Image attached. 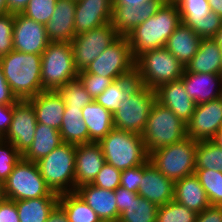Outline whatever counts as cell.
I'll list each match as a JSON object with an SVG mask.
<instances>
[{
    "label": "cell",
    "mask_w": 222,
    "mask_h": 222,
    "mask_svg": "<svg viewBox=\"0 0 222 222\" xmlns=\"http://www.w3.org/2000/svg\"><path fill=\"white\" fill-rule=\"evenodd\" d=\"M181 23L177 5L167 0L150 18L126 36L133 58L148 50L165 47L168 38Z\"/></svg>",
    "instance_id": "cell-1"
},
{
    "label": "cell",
    "mask_w": 222,
    "mask_h": 222,
    "mask_svg": "<svg viewBox=\"0 0 222 222\" xmlns=\"http://www.w3.org/2000/svg\"><path fill=\"white\" fill-rule=\"evenodd\" d=\"M41 55L12 50L0 58L3 75L18 100H28L44 91Z\"/></svg>",
    "instance_id": "cell-2"
},
{
    "label": "cell",
    "mask_w": 222,
    "mask_h": 222,
    "mask_svg": "<svg viewBox=\"0 0 222 222\" xmlns=\"http://www.w3.org/2000/svg\"><path fill=\"white\" fill-rule=\"evenodd\" d=\"M185 67L165 47L148 50L135 59L136 81L150 89L182 78Z\"/></svg>",
    "instance_id": "cell-3"
},
{
    "label": "cell",
    "mask_w": 222,
    "mask_h": 222,
    "mask_svg": "<svg viewBox=\"0 0 222 222\" xmlns=\"http://www.w3.org/2000/svg\"><path fill=\"white\" fill-rule=\"evenodd\" d=\"M106 163L121 171L144 164L149 154L142 135L113 128L98 142Z\"/></svg>",
    "instance_id": "cell-4"
},
{
    "label": "cell",
    "mask_w": 222,
    "mask_h": 222,
    "mask_svg": "<svg viewBox=\"0 0 222 222\" xmlns=\"http://www.w3.org/2000/svg\"><path fill=\"white\" fill-rule=\"evenodd\" d=\"M187 137V124L157 100L149 113L142 139L147 153L180 142Z\"/></svg>",
    "instance_id": "cell-5"
},
{
    "label": "cell",
    "mask_w": 222,
    "mask_h": 222,
    "mask_svg": "<svg viewBox=\"0 0 222 222\" xmlns=\"http://www.w3.org/2000/svg\"><path fill=\"white\" fill-rule=\"evenodd\" d=\"M75 150L76 145L63 142L36 162L52 192L60 195L75 191Z\"/></svg>",
    "instance_id": "cell-6"
},
{
    "label": "cell",
    "mask_w": 222,
    "mask_h": 222,
    "mask_svg": "<svg viewBox=\"0 0 222 222\" xmlns=\"http://www.w3.org/2000/svg\"><path fill=\"white\" fill-rule=\"evenodd\" d=\"M198 141L186 137L180 142L149 153V161L173 182L194 174Z\"/></svg>",
    "instance_id": "cell-7"
},
{
    "label": "cell",
    "mask_w": 222,
    "mask_h": 222,
    "mask_svg": "<svg viewBox=\"0 0 222 222\" xmlns=\"http://www.w3.org/2000/svg\"><path fill=\"white\" fill-rule=\"evenodd\" d=\"M4 197L9 200H25L45 196H59L47 186L36 162L21 159L2 183Z\"/></svg>",
    "instance_id": "cell-8"
},
{
    "label": "cell",
    "mask_w": 222,
    "mask_h": 222,
    "mask_svg": "<svg viewBox=\"0 0 222 222\" xmlns=\"http://www.w3.org/2000/svg\"><path fill=\"white\" fill-rule=\"evenodd\" d=\"M41 59V81L44 90H57L78 77L70 42H50Z\"/></svg>",
    "instance_id": "cell-9"
},
{
    "label": "cell",
    "mask_w": 222,
    "mask_h": 222,
    "mask_svg": "<svg viewBox=\"0 0 222 222\" xmlns=\"http://www.w3.org/2000/svg\"><path fill=\"white\" fill-rule=\"evenodd\" d=\"M155 101L156 91L139 85L113 114L114 128L142 135Z\"/></svg>",
    "instance_id": "cell-10"
},
{
    "label": "cell",
    "mask_w": 222,
    "mask_h": 222,
    "mask_svg": "<svg viewBox=\"0 0 222 222\" xmlns=\"http://www.w3.org/2000/svg\"><path fill=\"white\" fill-rule=\"evenodd\" d=\"M84 71L113 81L135 77V59L126 36H119Z\"/></svg>",
    "instance_id": "cell-11"
},
{
    "label": "cell",
    "mask_w": 222,
    "mask_h": 222,
    "mask_svg": "<svg viewBox=\"0 0 222 222\" xmlns=\"http://www.w3.org/2000/svg\"><path fill=\"white\" fill-rule=\"evenodd\" d=\"M118 37L111 22L76 35L70 42L76 70H85Z\"/></svg>",
    "instance_id": "cell-12"
},
{
    "label": "cell",
    "mask_w": 222,
    "mask_h": 222,
    "mask_svg": "<svg viewBox=\"0 0 222 222\" xmlns=\"http://www.w3.org/2000/svg\"><path fill=\"white\" fill-rule=\"evenodd\" d=\"M37 123L32 103L29 100H18L13 104L12 121L3 139L12 143L23 155L34 140Z\"/></svg>",
    "instance_id": "cell-13"
},
{
    "label": "cell",
    "mask_w": 222,
    "mask_h": 222,
    "mask_svg": "<svg viewBox=\"0 0 222 222\" xmlns=\"http://www.w3.org/2000/svg\"><path fill=\"white\" fill-rule=\"evenodd\" d=\"M49 43L50 40L44 24L28 18L22 13L14 14V50L27 54L42 55Z\"/></svg>",
    "instance_id": "cell-14"
},
{
    "label": "cell",
    "mask_w": 222,
    "mask_h": 222,
    "mask_svg": "<svg viewBox=\"0 0 222 222\" xmlns=\"http://www.w3.org/2000/svg\"><path fill=\"white\" fill-rule=\"evenodd\" d=\"M222 128V96L196 105L187 123V137L195 141L212 140Z\"/></svg>",
    "instance_id": "cell-15"
},
{
    "label": "cell",
    "mask_w": 222,
    "mask_h": 222,
    "mask_svg": "<svg viewBox=\"0 0 222 222\" xmlns=\"http://www.w3.org/2000/svg\"><path fill=\"white\" fill-rule=\"evenodd\" d=\"M167 0H150L141 5H112L111 24L119 36H127L135 27L154 15Z\"/></svg>",
    "instance_id": "cell-16"
},
{
    "label": "cell",
    "mask_w": 222,
    "mask_h": 222,
    "mask_svg": "<svg viewBox=\"0 0 222 222\" xmlns=\"http://www.w3.org/2000/svg\"><path fill=\"white\" fill-rule=\"evenodd\" d=\"M138 195L158 206L174 200V182L162 174L149 159L143 164Z\"/></svg>",
    "instance_id": "cell-17"
},
{
    "label": "cell",
    "mask_w": 222,
    "mask_h": 222,
    "mask_svg": "<svg viewBox=\"0 0 222 222\" xmlns=\"http://www.w3.org/2000/svg\"><path fill=\"white\" fill-rule=\"evenodd\" d=\"M112 0H76L75 35L111 22Z\"/></svg>",
    "instance_id": "cell-18"
},
{
    "label": "cell",
    "mask_w": 222,
    "mask_h": 222,
    "mask_svg": "<svg viewBox=\"0 0 222 222\" xmlns=\"http://www.w3.org/2000/svg\"><path fill=\"white\" fill-rule=\"evenodd\" d=\"M105 162L104 154L98 142L76 145L75 191L81 185L92 183Z\"/></svg>",
    "instance_id": "cell-19"
},
{
    "label": "cell",
    "mask_w": 222,
    "mask_h": 222,
    "mask_svg": "<svg viewBox=\"0 0 222 222\" xmlns=\"http://www.w3.org/2000/svg\"><path fill=\"white\" fill-rule=\"evenodd\" d=\"M156 91V100L168 107L184 123H188L196 107L181 79L164 83Z\"/></svg>",
    "instance_id": "cell-20"
},
{
    "label": "cell",
    "mask_w": 222,
    "mask_h": 222,
    "mask_svg": "<svg viewBox=\"0 0 222 222\" xmlns=\"http://www.w3.org/2000/svg\"><path fill=\"white\" fill-rule=\"evenodd\" d=\"M181 80L187 94L196 105L222 96V75L183 72Z\"/></svg>",
    "instance_id": "cell-21"
},
{
    "label": "cell",
    "mask_w": 222,
    "mask_h": 222,
    "mask_svg": "<svg viewBox=\"0 0 222 222\" xmlns=\"http://www.w3.org/2000/svg\"><path fill=\"white\" fill-rule=\"evenodd\" d=\"M76 0H58L45 30L50 42H71L75 35Z\"/></svg>",
    "instance_id": "cell-22"
},
{
    "label": "cell",
    "mask_w": 222,
    "mask_h": 222,
    "mask_svg": "<svg viewBox=\"0 0 222 222\" xmlns=\"http://www.w3.org/2000/svg\"><path fill=\"white\" fill-rule=\"evenodd\" d=\"M94 210L100 220L118 222L120 214L116 205L115 191L84 184L75 191Z\"/></svg>",
    "instance_id": "cell-23"
},
{
    "label": "cell",
    "mask_w": 222,
    "mask_h": 222,
    "mask_svg": "<svg viewBox=\"0 0 222 222\" xmlns=\"http://www.w3.org/2000/svg\"><path fill=\"white\" fill-rule=\"evenodd\" d=\"M28 100L33 105L38 123L60 130L66 106L57 90H44Z\"/></svg>",
    "instance_id": "cell-24"
},
{
    "label": "cell",
    "mask_w": 222,
    "mask_h": 222,
    "mask_svg": "<svg viewBox=\"0 0 222 222\" xmlns=\"http://www.w3.org/2000/svg\"><path fill=\"white\" fill-rule=\"evenodd\" d=\"M184 72L222 75V48L214 38L201 39L197 53L186 65Z\"/></svg>",
    "instance_id": "cell-25"
},
{
    "label": "cell",
    "mask_w": 222,
    "mask_h": 222,
    "mask_svg": "<svg viewBox=\"0 0 222 222\" xmlns=\"http://www.w3.org/2000/svg\"><path fill=\"white\" fill-rule=\"evenodd\" d=\"M174 200L196 213L211 205L195 173L174 182Z\"/></svg>",
    "instance_id": "cell-26"
},
{
    "label": "cell",
    "mask_w": 222,
    "mask_h": 222,
    "mask_svg": "<svg viewBox=\"0 0 222 222\" xmlns=\"http://www.w3.org/2000/svg\"><path fill=\"white\" fill-rule=\"evenodd\" d=\"M201 38L182 22L168 38L165 48L186 67L197 53Z\"/></svg>",
    "instance_id": "cell-27"
},
{
    "label": "cell",
    "mask_w": 222,
    "mask_h": 222,
    "mask_svg": "<svg viewBox=\"0 0 222 222\" xmlns=\"http://www.w3.org/2000/svg\"><path fill=\"white\" fill-rule=\"evenodd\" d=\"M82 115L89 131V143L99 142L114 128L113 114L94 100L82 109Z\"/></svg>",
    "instance_id": "cell-28"
},
{
    "label": "cell",
    "mask_w": 222,
    "mask_h": 222,
    "mask_svg": "<svg viewBox=\"0 0 222 222\" xmlns=\"http://www.w3.org/2000/svg\"><path fill=\"white\" fill-rule=\"evenodd\" d=\"M63 143L59 130L42 123H37L33 142L29 149L22 155L28 161L37 162L49 155L55 148Z\"/></svg>",
    "instance_id": "cell-29"
},
{
    "label": "cell",
    "mask_w": 222,
    "mask_h": 222,
    "mask_svg": "<svg viewBox=\"0 0 222 222\" xmlns=\"http://www.w3.org/2000/svg\"><path fill=\"white\" fill-rule=\"evenodd\" d=\"M58 200L59 196H45L15 201L20 222H45Z\"/></svg>",
    "instance_id": "cell-30"
},
{
    "label": "cell",
    "mask_w": 222,
    "mask_h": 222,
    "mask_svg": "<svg viewBox=\"0 0 222 222\" xmlns=\"http://www.w3.org/2000/svg\"><path fill=\"white\" fill-rule=\"evenodd\" d=\"M59 132L64 143H89V131L83 121L82 109L65 108Z\"/></svg>",
    "instance_id": "cell-31"
},
{
    "label": "cell",
    "mask_w": 222,
    "mask_h": 222,
    "mask_svg": "<svg viewBox=\"0 0 222 222\" xmlns=\"http://www.w3.org/2000/svg\"><path fill=\"white\" fill-rule=\"evenodd\" d=\"M139 85L135 77H125L116 80L94 101L114 114L120 102L126 100Z\"/></svg>",
    "instance_id": "cell-32"
},
{
    "label": "cell",
    "mask_w": 222,
    "mask_h": 222,
    "mask_svg": "<svg viewBox=\"0 0 222 222\" xmlns=\"http://www.w3.org/2000/svg\"><path fill=\"white\" fill-rule=\"evenodd\" d=\"M58 204L66 212L69 222H99L94 210L75 191L59 195Z\"/></svg>",
    "instance_id": "cell-33"
},
{
    "label": "cell",
    "mask_w": 222,
    "mask_h": 222,
    "mask_svg": "<svg viewBox=\"0 0 222 222\" xmlns=\"http://www.w3.org/2000/svg\"><path fill=\"white\" fill-rule=\"evenodd\" d=\"M158 207L157 204L137 195L120 214L118 222H156Z\"/></svg>",
    "instance_id": "cell-34"
},
{
    "label": "cell",
    "mask_w": 222,
    "mask_h": 222,
    "mask_svg": "<svg viewBox=\"0 0 222 222\" xmlns=\"http://www.w3.org/2000/svg\"><path fill=\"white\" fill-rule=\"evenodd\" d=\"M195 167L222 172V147L212 140L198 141Z\"/></svg>",
    "instance_id": "cell-35"
},
{
    "label": "cell",
    "mask_w": 222,
    "mask_h": 222,
    "mask_svg": "<svg viewBox=\"0 0 222 222\" xmlns=\"http://www.w3.org/2000/svg\"><path fill=\"white\" fill-rule=\"evenodd\" d=\"M57 91L62 96L66 106L65 108L83 109L87 104L93 101V98L86 91L79 77L60 86Z\"/></svg>",
    "instance_id": "cell-36"
},
{
    "label": "cell",
    "mask_w": 222,
    "mask_h": 222,
    "mask_svg": "<svg viewBox=\"0 0 222 222\" xmlns=\"http://www.w3.org/2000/svg\"><path fill=\"white\" fill-rule=\"evenodd\" d=\"M194 173L206 191L210 204L222 206V172L214 169H195Z\"/></svg>",
    "instance_id": "cell-37"
},
{
    "label": "cell",
    "mask_w": 222,
    "mask_h": 222,
    "mask_svg": "<svg viewBox=\"0 0 222 222\" xmlns=\"http://www.w3.org/2000/svg\"><path fill=\"white\" fill-rule=\"evenodd\" d=\"M197 213L175 200L160 205L156 222H195Z\"/></svg>",
    "instance_id": "cell-38"
},
{
    "label": "cell",
    "mask_w": 222,
    "mask_h": 222,
    "mask_svg": "<svg viewBox=\"0 0 222 222\" xmlns=\"http://www.w3.org/2000/svg\"><path fill=\"white\" fill-rule=\"evenodd\" d=\"M178 7L181 22L187 25L190 21L202 20L211 10L208 0H172Z\"/></svg>",
    "instance_id": "cell-39"
},
{
    "label": "cell",
    "mask_w": 222,
    "mask_h": 222,
    "mask_svg": "<svg viewBox=\"0 0 222 222\" xmlns=\"http://www.w3.org/2000/svg\"><path fill=\"white\" fill-rule=\"evenodd\" d=\"M58 0H30L22 14L34 21L46 24L55 10Z\"/></svg>",
    "instance_id": "cell-40"
},
{
    "label": "cell",
    "mask_w": 222,
    "mask_h": 222,
    "mask_svg": "<svg viewBox=\"0 0 222 222\" xmlns=\"http://www.w3.org/2000/svg\"><path fill=\"white\" fill-rule=\"evenodd\" d=\"M22 155L9 141L0 138V183L2 184L13 171Z\"/></svg>",
    "instance_id": "cell-41"
},
{
    "label": "cell",
    "mask_w": 222,
    "mask_h": 222,
    "mask_svg": "<svg viewBox=\"0 0 222 222\" xmlns=\"http://www.w3.org/2000/svg\"><path fill=\"white\" fill-rule=\"evenodd\" d=\"M189 26L201 39L214 38L222 26V17L211 11L202 20L190 21Z\"/></svg>",
    "instance_id": "cell-42"
},
{
    "label": "cell",
    "mask_w": 222,
    "mask_h": 222,
    "mask_svg": "<svg viewBox=\"0 0 222 222\" xmlns=\"http://www.w3.org/2000/svg\"><path fill=\"white\" fill-rule=\"evenodd\" d=\"M78 77L93 100L101 95L107 87L114 82L111 78L87 73L84 70L78 72Z\"/></svg>",
    "instance_id": "cell-43"
},
{
    "label": "cell",
    "mask_w": 222,
    "mask_h": 222,
    "mask_svg": "<svg viewBox=\"0 0 222 222\" xmlns=\"http://www.w3.org/2000/svg\"><path fill=\"white\" fill-rule=\"evenodd\" d=\"M121 172V170L105 162L91 184L102 189L115 191L120 187Z\"/></svg>",
    "instance_id": "cell-44"
},
{
    "label": "cell",
    "mask_w": 222,
    "mask_h": 222,
    "mask_svg": "<svg viewBox=\"0 0 222 222\" xmlns=\"http://www.w3.org/2000/svg\"><path fill=\"white\" fill-rule=\"evenodd\" d=\"M13 27L14 13L0 15V58L14 50Z\"/></svg>",
    "instance_id": "cell-45"
},
{
    "label": "cell",
    "mask_w": 222,
    "mask_h": 222,
    "mask_svg": "<svg viewBox=\"0 0 222 222\" xmlns=\"http://www.w3.org/2000/svg\"><path fill=\"white\" fill-rule=\"evenodd\" d=\"M143 175V164L128 168L121 172L120 186L131 192L138 193Z\"/></svg>",
    "instance_id": "cell-46"
},
{
    "label": "cell",
    "mask_w": 222,
    "mask_h": 222,
    "mask_svg": "<svg viewBox=\"0 0 222 222\" xmlns=\"http://www.w3.org/2000/svg\"><path fill=\"white\" fill-rule=\"evenodd\" d=\"M0 222H20L15 201L4 198L0 203Z\"/></svg>",
    "instance_id": "cell-47"
},
{
    "label": "cell",
    "mask_w": 222,
    "mask_h": 222,
    "mask_svg": "<svg viewBox=\"0 0 222 222\" xmlns=\"http://www.w3.org/2000/svg\"><path fill=\"white\" fill-rule=\"evenodd\" d=\"M195 222H222V206L210 205L197 213Z\"/></svg>",
    "instance_id": "cell-48"
},
{
    "label": "cell",
    "mask_w": 222,
    "mask_h": 222,
    "mask_svg": "<svg viewBox=\"0 0 222 222\" xmlns=\"http://www.w3.org/2000/svg\"><path fill=\"white\" fill-rule=\"evenodd\" d=\"M137 195L138 193L131 192L121 186L115 190L116 205L119 214L127 209L129 204L132 202V199H134Z\"/></svg>",
    "instance_id": "cell-49"
},
{
    "label": "cell",
    "mask_w": 222,
    "mask_h": 222,
    "mask_svg": "<svg viewBox=\"0 0 222 222\" xmlns=\"http://www.w3.org/2000/svg\"><path fill=\"white\" fill-rule=\"evenodd\" d=\"M18 101L12 93L0 65V105H13Z\"/></svg>",
    "instance_id": "cell-50"
},
{
    "label": "cell",
    "mask_w": 222,
    "mask_h": 222,
    "mask_svg": "<svg viewBox=\"0 0 222 222\" xmlns=\"http://www.w3.org/2000/svg\"><path fill=\"white\" fill-rule=\"evenodd\" d=\"M13 105H0V138H3L10 127Z\"/></svg>",
    "instance_id": "cell-51"
},
{
    "label": "cell",
    "mask_w": 222,
    "mask_h": 222,
    "mask_svg": "<svg viewBox=\"0 0 222 222\" xmlns=\"http://www.w3.org/2000/svg\"><path fill=\"white\" fill-rule=\"evenodd\" d=\"M45 222H69V219L64 209L57 204Z\"/></svg>",
    "instance_id": "cell-52"
},
{
    "label": "cell",
    "mask_w": 222,
    "mask_h": 222,
    "mask_svg": "<svg viewBox=\"0 0 222 222\" xmlns=\"http://www.w3.org/2000/svg\"><path fill=\"white\" fill-rule=\"evenodd\" d=\"M30 0H6L8 13H22Z\"/></svg>",
    "instance_id": "cell-53"
},
{
    "label": "cell",
    "mask_w": 222,
    "mask_h": 222,
    "mask_svg": "<svg viewBox=\"0 0 222 222\" xmlns=\"http://www.w3.org/2000/svg\"><path fill=\"white\" fill-rule=\"evenodd\" d=\"M210 10L222 17V0H208Z\"/></svg>",
    "instance_id": "cell-54"
},
{
    "label": "cell",
    "mask_w": 222,
    "mask_h": 222,
    "mask_svg": "<svg viewBox=\"0 0 222 222\" xmlns=\"http://www.w3.org/2000/svg\"><path fill=\"white\" fill-rule=\"evenodd\" d=\"M150 0H112V5H141Z\"/></svg>",
    "instance_id": "cell-55"
},
{
    "label": "cell",
    "mask_w": 222,
    "mask_h": 222,
    "mask_svg": "<svg viewBox=\"0 0 222 222\" xmlns=\"http://www.w3.org/2000/svg\"><path fill=\"white\" fill-rule=\"evenodd\" d=\"M218 146L222 147V128L215 134L212 139Z\"/></svg>",
    "instance_id": "cell-56"
},
{
    "label": "cell",
    "mask_w": 222,
    "mask_h": 222,
    "mask_svg": "<svg viewBox=\"0 0 222 222\" xmlns=\"http://www.w3.org/2000/svg\"><path fill=\"white\" fill-rule=\"evenodd\" d=\"M8 13L6 0H0V15Z\"/></svg>",
    "instance_id": "cell-57"
},
{
    "label": "cell",
    "mask_w": 222,
    "mask_h": 222,
    "mask_svg": "<svg viewBox=\"0 0 222 222\" xmlns=\"http://www.w3.org/2000/svg\"><path fill=\"white\" fill-rule=\"evenodd\" d=\"M214 39L217 41L218 45L222 48V26L217 31V34L215 35Z\"/></svg>",
    "instance_id": "cell-58"
},
{
    "label": "cell",
    "mask_w": 222,
    "mask_h": 222,
    "mask_svg": "<svg viewBox=\"0 0 222 222\" xmlns=\"http://www.w3.org/2000/svg\"><path fill=\"white\" fill-rule=\"evenodd\" d=\"M4 198L5 197H4V193H3V186L0 183V203L3 201Z\"/></svg>",
    "instance_id": "cell-59"
},
{
    "label": "cell",
    "mask_w": 222,
    "mask_h": 222,
    "mask_svg": "<svg viewBox=\"0 0 222 222\" xmlns=\"http://www.w3.org/2000/svg\"><path fill=\"white\" fill-rule=\"evenodd\" d=\"M99 222H115V221H103V220H100Z\"/></svg>",
    "instance_id": "cell-60"
}]
</instances>
